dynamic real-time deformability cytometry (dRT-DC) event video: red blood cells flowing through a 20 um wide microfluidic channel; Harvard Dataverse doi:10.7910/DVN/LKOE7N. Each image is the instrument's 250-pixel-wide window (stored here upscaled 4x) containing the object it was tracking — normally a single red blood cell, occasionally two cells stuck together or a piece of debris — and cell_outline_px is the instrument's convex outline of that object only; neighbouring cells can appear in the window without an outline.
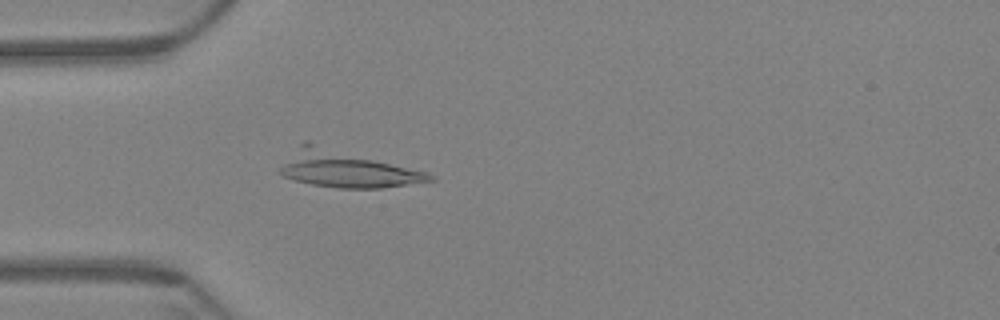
{"species": "Egyptian fruit bat (a non-hibernating species)", "species_latin": "Rousettus aegyptiacus", "temperature_condition": "warm", "stored_images_in_passage": 53, "camera_frame_rate_fps": 3000, "um_per_image_px": 0.085, "animal": {"sex": "female"}, "frame": {"image": 1, "passage_image": 16, "time_ms": 5.0, "image_size_px": [1000, 320], "cell_outline_px": [[436, 180], [380, 188], [340, 188], [312, 184], [296, 180], [284, 176], [280, 172], [280, 168], [300, 144], [304, 140], [308, 140], [424, 172], [432, 176]], "centroid_in_image_um": [29.41, 14.35], "position_along_channel_um": 55.6, "area_um2": 31.27}}
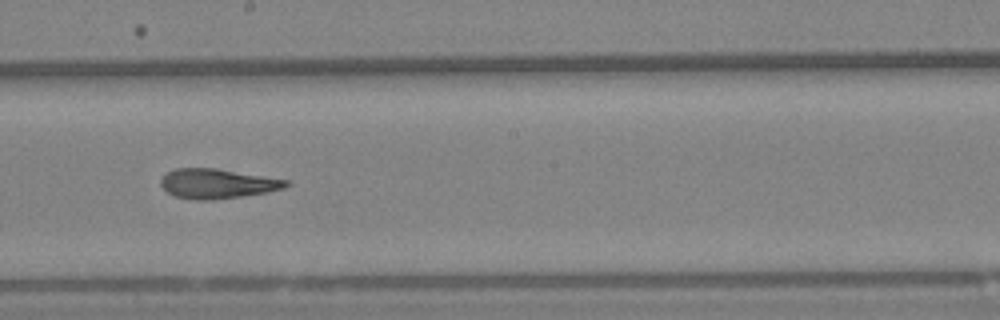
{"frame": {"image": 2, "passage_image": 32, "time_ms": 10.333, "image_size_px": [1000, 320], "cell_outline_px": [[292, 184], [284, 188], [268, 192], [212, 200], [196, 200], [176, 196], [168, 192], [160, 184], [160, 180], [168, 172], [176, 168], [216, 168], [288, 180]], "centroid_in_image_um": [18.49, 15.61], "position_along_channel_um": 229.7, "area_um2": 21.5}}
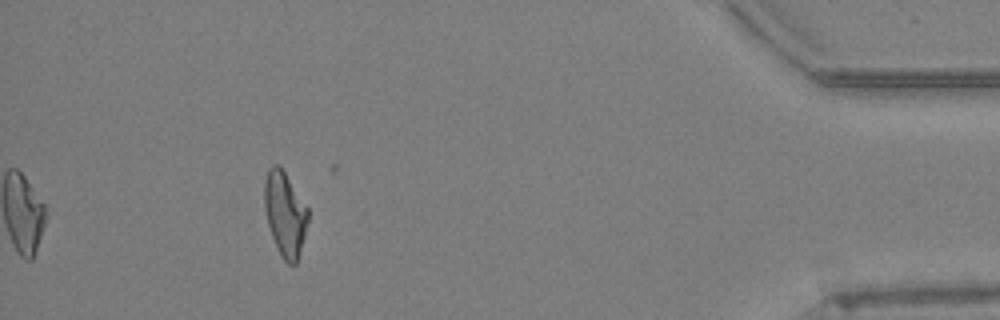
{"frame": {"image": 3, "passage_image": 53, "time_ms": 17.333, "image_size_px": [1000, 320], "cell_outline_px": [[308, 220], [300, 252], [296, 264], [288, 264], [280, 256], [272, 236], [268, 224], [264, 204], [264, 180], [268, 168], [272, 164], [276, 164], [284, 172], [308, 208]], "centroid_in_image_um": [24.21, 18.19], "position_along_channel_um": 411.0, "area_um2": 21.21}, "authors_computed_cell_mechanics": {"area_um2": 22.3108, "velocity_mm_per_s": 3.3888, "shape_relaxation_time_tau1_ms": null, "shape_relaxation_time_tau2_ms": 3.8544, "deformation_change_tau1": null, "deformation_change_tau2": 0.0653}}